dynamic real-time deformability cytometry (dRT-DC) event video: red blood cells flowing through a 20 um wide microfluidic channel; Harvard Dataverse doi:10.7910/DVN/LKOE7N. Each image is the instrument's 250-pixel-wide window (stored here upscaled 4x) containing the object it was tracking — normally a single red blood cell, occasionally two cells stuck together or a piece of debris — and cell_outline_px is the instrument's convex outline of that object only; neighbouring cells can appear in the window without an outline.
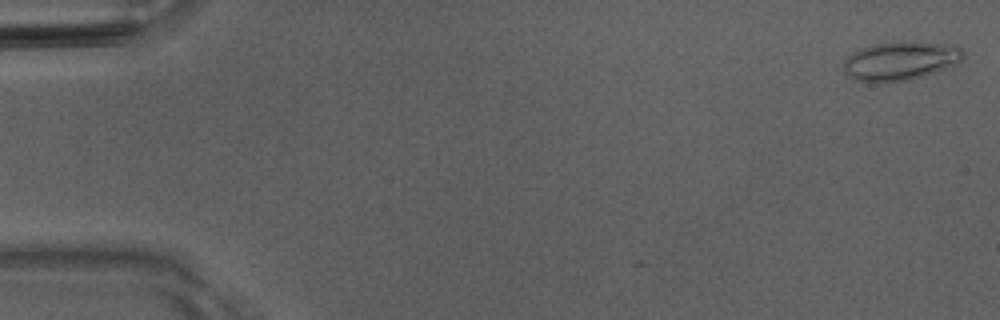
{"species": "Egyptian fruit bat (a non-hibernating species)", "species_latin": "Rousettus aegyptiacus", "temperature_condition": "room temperature", "stored_images_in_passage": 10, "camera_frame_rate_fps": 3000, "um_per_image_px": 0.085, "animal": {"sex": "male"}, "frame": {"image": 1, "passage_image": 1, "time_ms": 0.0, "image_size_px": [1000, 320], "cell_outline_px": [[964, 56], [956, 64], [924, 76], [908, 80], [852, 80], [844, 72], [844, 60], [852, 52], [872, 44], [904, 40], [956, 44], [964, 52]], "centroid_in_image_um": [76.57, 5.12], "position_along_channel_um": 8.4, "area_um2": 26.99}}